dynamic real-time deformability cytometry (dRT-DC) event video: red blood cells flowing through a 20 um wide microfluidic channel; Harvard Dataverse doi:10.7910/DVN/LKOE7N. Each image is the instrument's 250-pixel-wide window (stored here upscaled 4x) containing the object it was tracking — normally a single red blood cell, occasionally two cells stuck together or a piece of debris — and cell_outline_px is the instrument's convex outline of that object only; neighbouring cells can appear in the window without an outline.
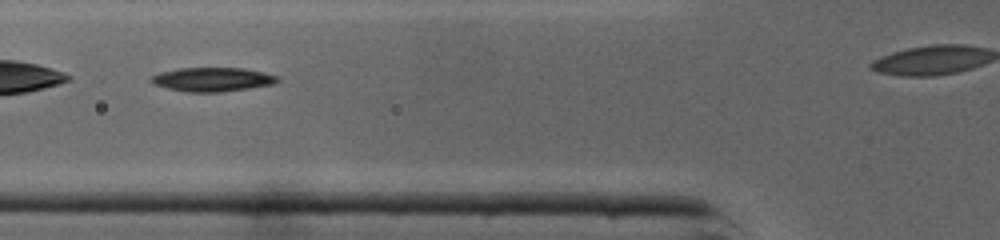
{"species": "common noctule bat (a hibernating species)", "species_latin": "Nyctalus noctula", "temperature_condition": "cold", "stored_images_in_passage": 31, "camera_frame_rate_fps": 3000, "um_per_image_px": 0.085, "animal": {"sex": "male", "body_mass_g": 19.0, "forearm_length_mm": 50.8}, "frame": {"image": 1, "passage_image": 11, "time_ms": 3.333, "image_size_px": [1000, 240], "cell_outline_px": [[280, 80], [272, 84], [248, 88], [220, 92], [188, 92], [168, 88], [156, 84], [148, 80], [152, 76], [160, 72], [180, 68], [244, 68], [264, 72], [280, 76]], "centroid_in_image_um": [18.09, 6.74], "position_along_channel_um": 107.7, "area_um2": 17.57}}
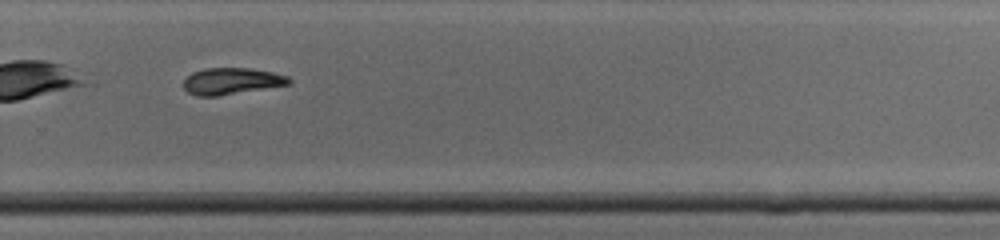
{"frame": {"image": 2, "passage_image": 25, "time_ms": 8.0, "image_size_px": [1000, 240], "cell_outline_px": [[292, 80], [288, 84], [220, 96], [196, 96], [188, 92], [184, 88], [184, 80], [192, 72], [204, 68], [252, 68], [272, 72], [288, 76]], "centroid_in_image_um": [19.66, 6.89], "position_along_channel_um": 310.1, "area_um2": 16.3}}
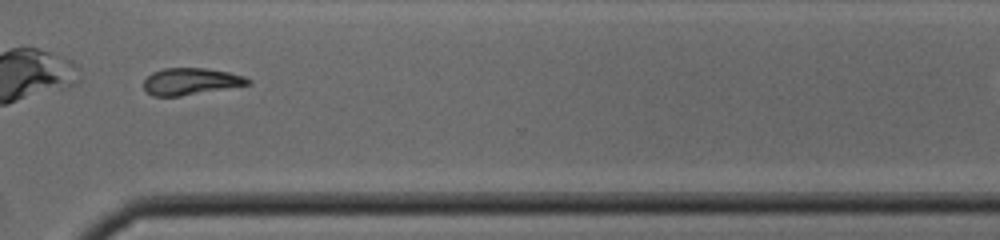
{"frame": {"image": 3, "passage_image": 28, "time_ms": 9.0, "image_size_px": [1000, 240], "cell_outline_px": [[252, 84], [180, 96], [152, 96], [144, 88], [144, 80], [152, 72], [164, 68], [204, 68], [228, 72], [244, 76], [252, 80]], "centroid_in_image_um": [16.23, 6.92], "position_along_channel_um": 354.4, "area_um2": 16.24}}